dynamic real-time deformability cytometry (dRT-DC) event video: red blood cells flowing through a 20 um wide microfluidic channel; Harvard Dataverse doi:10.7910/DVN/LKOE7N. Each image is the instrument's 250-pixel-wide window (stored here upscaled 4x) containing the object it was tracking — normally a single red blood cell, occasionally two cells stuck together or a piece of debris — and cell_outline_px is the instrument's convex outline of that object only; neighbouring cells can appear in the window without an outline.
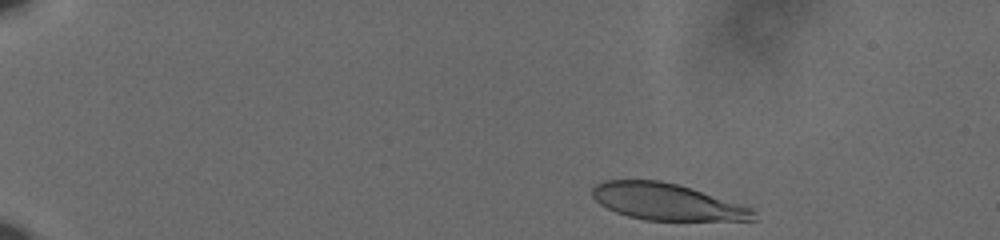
{"species": "human", "species_latin": "Homo sapiens", "temperature_condition": "cold", "stored_images_in_passage": 51, "camera_frame_rate_fps": 3000, "um_per_image_px": 0.085, "donor": {"sex": "male"}, "frame": {"image": 1, "passage_image": 2, "time_ms": 0.333, "image_size_px": [1000, 240], "cell_outline_px": [[756, 220], [644, 220], [628, 216], [616, 212], [600, 204], [592, 196], [592, 188], [596, 184], [604, 180], [660, 180], [692, 188], [752, 208], [756, 212]], "centroid_in_image_um": [56.67, 17.15], "position_along_channel_um": 28.3, "area_um2": 34.22}}
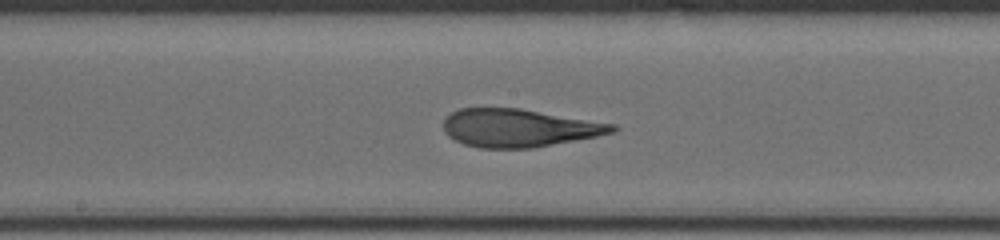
{"frame": {"image": 2, "passage_image": 26, "time_ms": 8.333, "image_size_px": [1000, 240], "cell_outline_px": [[620, 128], [616, 132], [536, 148], [480, 148], [464, 144], [448, 136], [444, 132], [444, 120], [452, 112], [460, 108], [520, 108], [616, 124]], "centroid_in_image_um": [44.15, 10.88], "position_along_channel_um": 204.1, "area_um2": 37.51}}
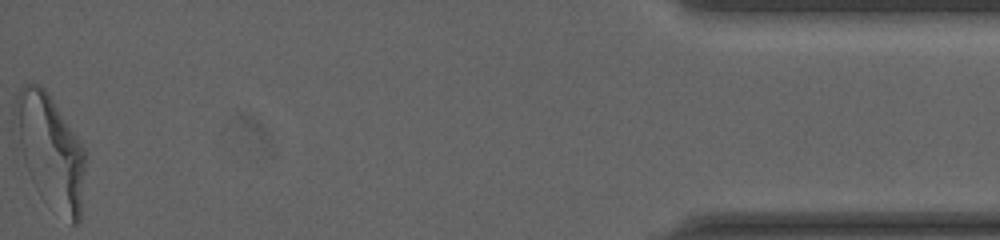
{"frame": {"image": 3, "passage_image": 51, "time_ms": 16.667, "image_size_px": [1000, 240], "cell_outline_px": [[88, 152], [80, 220], [76, 224], [72, 224], [28, 168], [24, 160], [12, 132], [12, 108], [16, 96], [20, 88], [24, 84], [40, 84], [44, 88], [80, 140]], "centroid_in_image_um": [4.29, 12.63], "position_along_channel_um": 430.9, "area_um2": 44.97}, "authors_computed_cell_mechanics": {"area_um2": 37.5122, "velocity_mm_per_s": 3.6199, "shape_relaxation_time_tau1_ms": 5.0582, "shape_relaxation_time_tau2_ms": 1.0741, "deformation_change_tau1": 0.2197, "deformation_change_tau2": 0.0981}}